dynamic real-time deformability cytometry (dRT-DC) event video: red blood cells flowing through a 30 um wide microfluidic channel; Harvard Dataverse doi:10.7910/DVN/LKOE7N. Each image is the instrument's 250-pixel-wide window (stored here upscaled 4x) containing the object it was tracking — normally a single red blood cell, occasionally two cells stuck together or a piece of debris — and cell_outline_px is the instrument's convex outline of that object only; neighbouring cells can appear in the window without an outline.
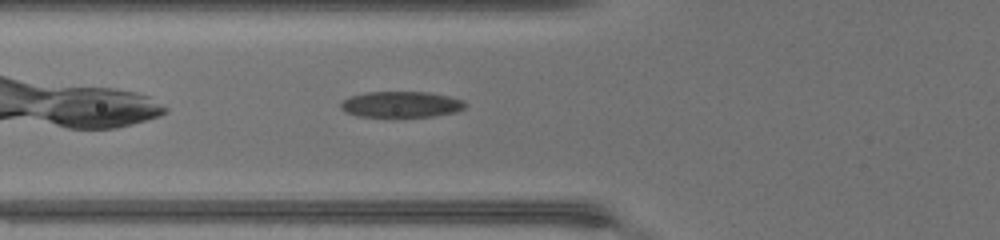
{"species": "common noctule bat (a hibernating species)", "species_latin": "Nyctalus noctula", "temperature_condition": "warm", "stored_images_in_passage": 32, "camera_frame_rate_fps": 3000, "um_per_image_px": 0.085, "animal": {"sex": "female", "body_mass_g": 17.0, "forearm_length_mm": 48.0}, "frame": {"image": 1, "passage_image": 5, "time_ms": 1.333, "image_size_px": [1000, 240], "cell_outline_px": [[464, 108], [452, 112], [432, 116], [360, 116], [348, 112], [340, 108], [340, 104], [344, 100], [352, 96], [364, 92], [428, 92], [448, 96], [464, 100]], "centroid_in_image_um": [34.09, 8.86], "position_along_channel_um": 91.7, "area_um2": 18.38}}
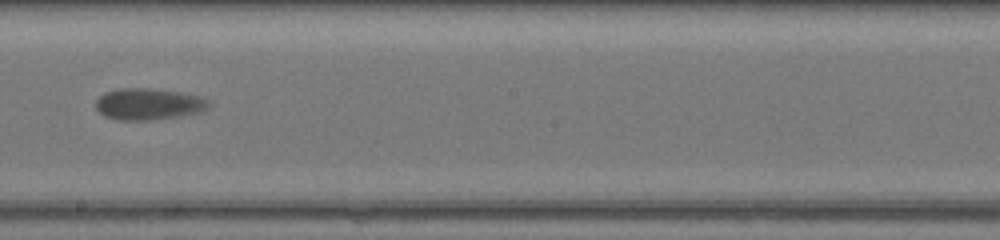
{"frame": {"image": 2, "passage_image": 15, "time_ms": 4.667, "image_size_px": [1000, 240], "cell_outline_px": [[208, 104], [204, 108], [192, 112], [172, 116], [140, 120], [124, 120], [104, 116], [96, 108], [96, 100], [104, 92], [120, 88], [148, 88], [180, 92], [196, 96], [204, 100]], "centroid_in_image_um": [12.46, 8.81], "position_along_channel_um": 235.7, "area_um2": 19.71}}
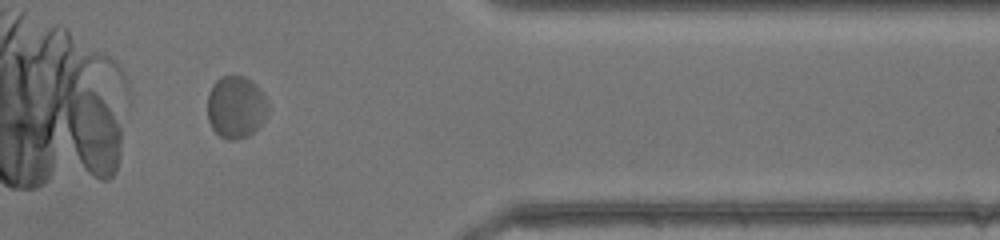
{"frame": {"image": 3, "passage_image": 27, "time_ms": 8.667, "image_size_px": [1000, 240], "cell_outline_px": [[268, 112], [260, 124], [252, 132], [244, 136], [232, 140], [228, 140], [220, 136], [212, 128], [208, 120], [208, 92], [212, 84], [220, 76], [244, 76], [252, 80], [264, 92], [268, 104]], "centroid_in_image_um": [20.05, 9.06], "position_along_channel_um": 391.4, "area_um2": 22.02}}